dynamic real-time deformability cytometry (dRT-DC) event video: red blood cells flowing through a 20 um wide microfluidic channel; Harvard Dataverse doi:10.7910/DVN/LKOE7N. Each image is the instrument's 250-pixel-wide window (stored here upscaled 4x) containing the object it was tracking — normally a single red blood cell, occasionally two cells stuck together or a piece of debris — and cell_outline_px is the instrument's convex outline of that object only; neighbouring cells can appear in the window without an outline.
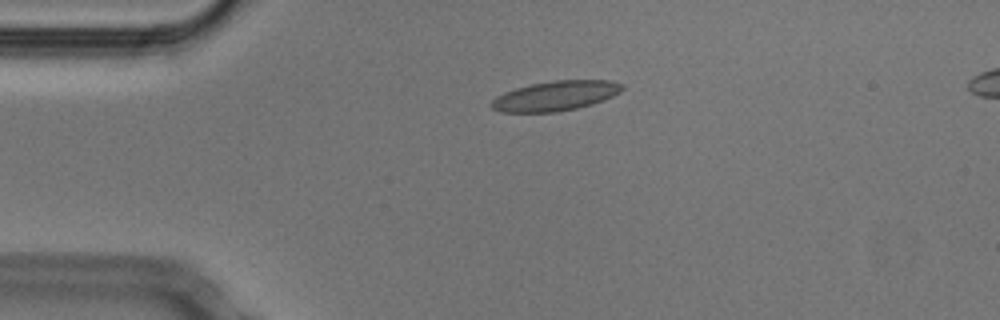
{"species": "Egyptian fruit bat (a non-hibernating species)", "species_latin": "Rousettus aegyptiacus", "temperature_condition": "cold", "stored_images_in_passage": 43, "camera_frame_rate_fps": 3000, "um_per_image_px": 0.085, "animal": {"sex": "male"}, "frame": {"image": 1, "passage_image": 2, "time_ms": 0.333, "image_size_px": [1000, 320], "cell_outline_px": [[624, 88], [620, 92], [604, 100], [592, 104], [576, 108], [556, 112], [500, 112], [492, 108], [488, 104], [496, 96], [504, 92], [516, 88], [532, 84], [556, 80], [612, 80], [624, 84]], "centroid_in_image_um": [47.22, 8.14], "position_along_channel_um": 37.8, "area_um2": 22.77}}
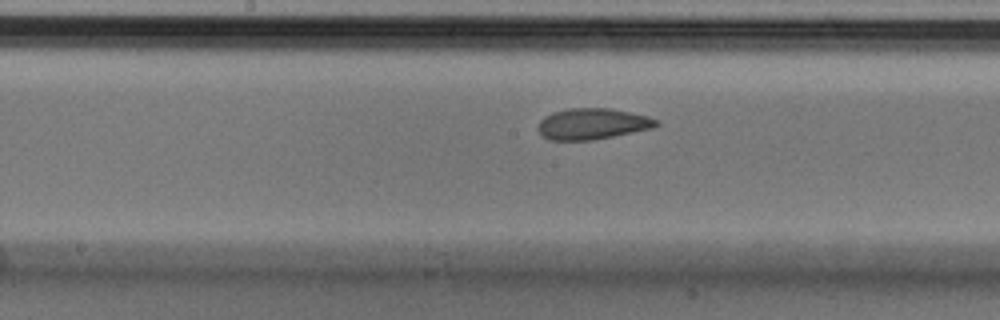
{"frame": {"image": 2, "passage_image": 17, "time_ms": 5.333, "image_size_px": [1000, 320], "cell_outline_px": [[660, 124], [652, 128], [592, 140], [548, 140], [536, 128], [540, 120], [544, 116], [552, 112], [568, 108], [612, 108], [648, 116], [660, 120]], "centroid_in_image_um": [50.34, 10.51], "position_along_channel_um": 197.9, "area_um2": 21.5}}
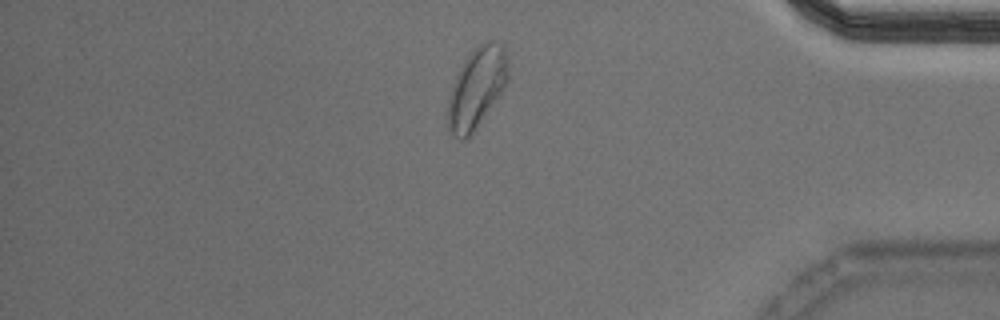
{"frame": {"image": 3, "passage_image": 35, "time_ms": 11.333, "image_size_px": [1000, 320], "cell_outline_px": [[508, 80], [504, 88], [472, 136], [468, 140], [460, 140], [448, 128], [448, 100], [456, 76], [460, 68], [476, 44], [484, 40], [496, 40], [504, 44], [508, 52]], "centroid_in_image_um": [40.57, 7.43], "position_along_channel_um": 394.6, "area_um2": 28.67}, "authors_computed_cell_mechanics": {"area_um2": 22.3108, "velocity_mm_per_s": 3.7694, "shape_relaxation_time_tau1_ms": 5.4408, "shape_relaxation_time_tau2_ms": 1.3228, "deformation_change_tau1": 0.131, "deformation_change_tau2": 0.06}}